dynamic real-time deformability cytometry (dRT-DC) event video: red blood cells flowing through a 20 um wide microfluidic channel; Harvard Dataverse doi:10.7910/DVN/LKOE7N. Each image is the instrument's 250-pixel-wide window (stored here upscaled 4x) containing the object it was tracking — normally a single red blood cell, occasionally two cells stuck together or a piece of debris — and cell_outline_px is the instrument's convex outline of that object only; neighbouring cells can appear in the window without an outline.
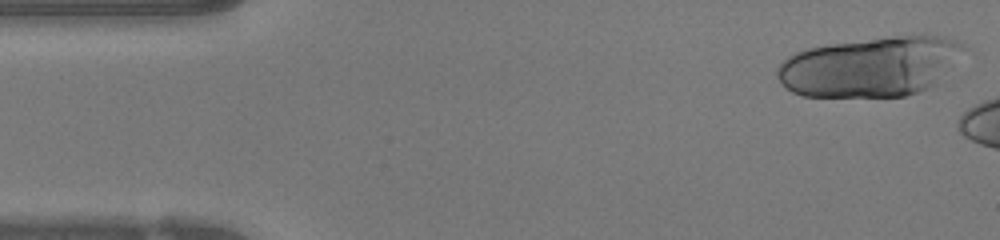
{"species": "human", "species_latin": "Homo sapiens", "temperature_condition": "warm", "stored_images_in_passage": 5, "camera_frame_rate_fps": 3000, "um_per_image_px": 0.085, "donor": {"sex": "female"}, "frame": {"image": 1, "passage_image": 1, "time_ms": 0.0, "image_size_px": [1000, 240], "cell_outline_px": [[968, 48], [932, 84], [916, 92], [904, 96], [804, 96], [792, 92], [784, 88], [776, 76], [776, 68], [788, 56], [796, 52], [808, 48], [832, 44], [892, 36], [924, 32], [944, 36], [960, 40]], "centroid_in_image_um": [73.99, 5.62], "position_along_channel_um": 11.0, "area_um2": 65.08}}